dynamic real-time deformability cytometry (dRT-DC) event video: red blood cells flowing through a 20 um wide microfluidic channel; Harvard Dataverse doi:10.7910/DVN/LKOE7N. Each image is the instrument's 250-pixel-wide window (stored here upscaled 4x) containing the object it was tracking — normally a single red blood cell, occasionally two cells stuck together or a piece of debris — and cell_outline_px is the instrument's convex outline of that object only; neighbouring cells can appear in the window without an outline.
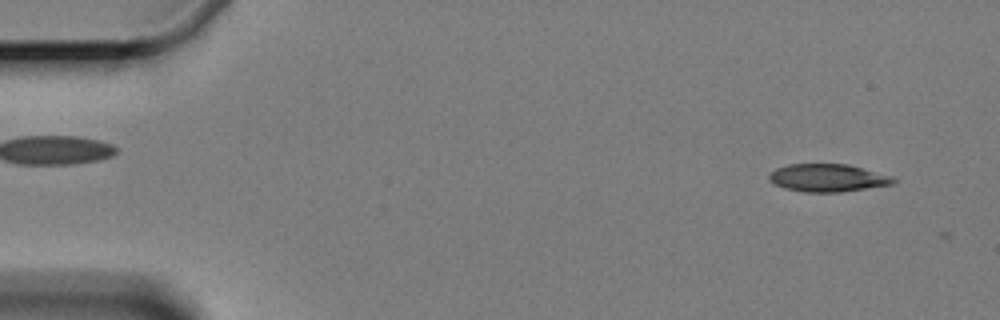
{"species": "Egyptian fruit bat (a non-hibernating species)", "species_latin": "Rousettus aegyptiacus", "temperature_condition": "cold", "stored_images_in_passage": 3, "camera_frame_rate_fps": 3000, "um_per_image_px": 0.085, "animal": {"sex": "female"}, "frame": {"image": 1, "passage_image": 1, "time_ms": 0.0, "image_size_px": [1000, 320], "cell_outline_px": [[896, 184], [840, 192], [804, 192], [784, 188], [776, 184], [768, 176], [776, 168], [788, 164], [848, 164], [888, 176], [896, 180]], "centroid_in_image_um": [70.35, 15.12], "position_along_channel_um": 14.7, "area_um2": 19.77}}